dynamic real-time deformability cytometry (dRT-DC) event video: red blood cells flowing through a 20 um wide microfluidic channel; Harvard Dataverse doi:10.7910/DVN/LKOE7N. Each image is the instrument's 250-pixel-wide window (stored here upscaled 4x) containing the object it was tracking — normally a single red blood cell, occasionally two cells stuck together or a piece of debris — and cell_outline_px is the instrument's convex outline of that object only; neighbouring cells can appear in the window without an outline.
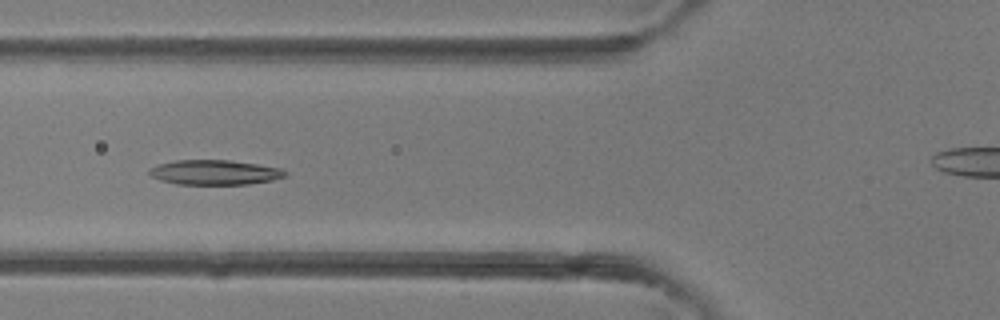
{"species": "common noctule bat (a hibernating species)", "species_latin": "Nyctalus noctula", "temperature_condition": "room temperature", "stored_images_in_passage": 42, "camera_frame_rate_fps": 3000, "um_per_image_px": 0.085, "animal": {"sex": "female"}, "frame": {"image": 1, "passage_image": 16, "time_ms": 5.0, "image_size_px": [1000, 320], "cell_outline_px": [[288, 176], [272, 180], [248, 184], [176, 184], [160, 180], [152, 176], [148, 172], [148, 168], [160, 164], [176, 160], [228, 160], [256, 164], [280, 168], [288, 172]], "centroid_in_image_um": [18.25, 14.65], "position_along_channel_um": 107.5, "area_um2": 19.59}}
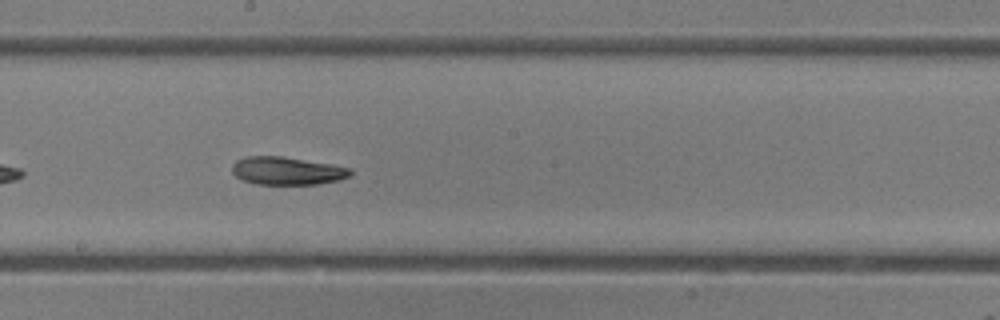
{"frame": {"image": 2, "passage_image": 23, "time_ms": 7.333, "image_size_px": [1000, 320], "cell_outline_px": [[352, 176], [340, 180], [316, 184], [256, 184], [240, 180], [232, 172], [232, 164], [236, 160], [244, 156], [280, 156], [332, 164], [352, 168]], "centroid_in_image_um": [24.4, 14.52], "position_along_channel_um": 223.8, "area_um2": 19.48}}
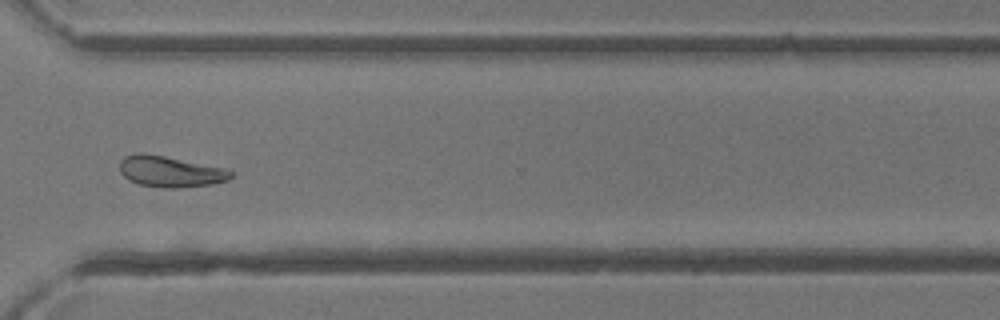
{"frame": {"image": 3, "passage_image": 31, "time_ms": 10.0, "image_size_px": [1000, 320], "cell_outline_px": [[236, 176], [228, 180], [212, 184], [180, 188], [164, 188], [140, 184], [128, 180], [120, 172], [120, 160], [124, 156], [140, 152], [144, 152], [228, 168]], "centroid_in_image_um": [14.51, 14.57], "position_along_channel_um": 356.1, "area_um2": 20.46}}